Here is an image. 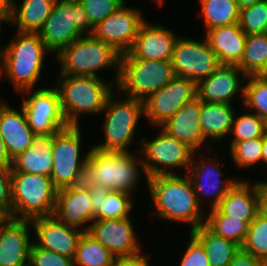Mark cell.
<instances>
[{
	"instance_id": "16",
	"label": "cell",
	"mask_w": 267,
	"mask_h": 266,
	"mask_svg": "<svg viewBox=\"0 0 267 266\" xmlns=\"http://www.w3.org/2000/svg\"><path fill=\"white\" fill-rule=\"evenodd\" d=\"M125 2L116 11L94 27L93 35L111 45L118 53L128 52L146 21L140 8L126 6Z\"/></svg>"
},
{
	"instance_id": "47",
	"label": "cell",
	"mask_w": 267,
	"mask_h": 266,
	"mask_svg": "<svg viewBox=\"0 0 267 266\" xmlns=\"http://www.w3.org/2000/svg\"><path fill=\"white\" fill-rule=\"evenodd\" d=\"M259 213L267 218V184L258 181Z\"/></svg>"
},
{
	"instance_id": "2",
	"label": "cell",
	"mask_w": 267,
	"mask_h": 266,
	"mask_svg": "<svg viewBox=\"0 0 267 266\" xmlns=\"http://www.w3.org/2000/svg\"><path fill=\"white\" fill-rule=\"evenodd\" d=\"M134 151L104 152L90 147L83 183L133 195L140 184L142 172L146 184L148 179L139 151Z\"/></svg>"
},
{
	"instance_id": "36",
	"label": "cell",
	"mask_w": 267,
	"mask_h": 266,
	"mask_svg": "<svg viewBox=\"0 0 267 266\" xmlns=\"http://www.w3.org/2000/svg\"><path fill=\"white\" fill-rule=\"evenodd\" d=\"M245 81L243 107L267 123V77L252 75Z\"/></svg>"
},
{
	"instance_id": "40",
	"label": "cell",
	"mask_w": 267,
	"mask_h": 266,
	"mask_svg": "<svg viewBox=\"0 0 267 266\" xmlns=\"http://www.w3.org/2000/svg\"><path fill=\"white\" fill-rule=\"evenodd\" d=\"M239 25L246 35L266 33L267 0H261L250 7L240 9Z\"/></svg>"
},
{
	"instance_id": "6",
	"label": "cell",
	"mask_w": 267,
	"mask_h": 266,
	"mask_svg": "<svg viewBox=\"0 0 267 266\" xmlns=\"http://www.w3.org/2000/svg\"><path fill=\"white\" fill-rule=\"evenodd\" d=\"M56 61L60 64L58 75L95 76L101 70L114 69L112 83L119 79L120 53L94 35H83L64 48Z\"/></svg>"
},
{
	"instance_id": "51",
	"label": "cell",
	"mask_w": 267,
	"mask_h": 266,
	"mask_svg": "<svg viewBox=\"0 0 267 266\" xmlns=\"http://www.w3.org/2000/svg\"><path fill=\"white\" fill-rule=\"evenodd\" d=\"M261 0H236L238 6L240 9L250 7L254 5L256 2H259Z\"/></svg>"
},
{
	"instance_id": "54",
	"label": "cell",
	"mask_w": 267,
	"mask_h": 266,
	"mask_svg": "<svg viewBox=\"0 0 267 266\" xmlns=\"http://www.w3.org/2000/svg\"><path fill=\"white\" fill-rule=\"evenodd\" d=\"M155 3L158 4L159 7H161L162 5H164L166 0H153Z\"/></svg>"
},
{
	"instance_id": "15",
	"label": "cell",
	"mask_w": 267,
	"mask_h": 266,
	"mask_svg": "<svg viewBox=\"0 0 267 266\" xmlns=\"http://www.w3.org/2000/svg\"><path fill=\"white\" fill-rule=\"evenodd\" d=\"M197 97V84L175 76L167 85L153 92L144 102V116L149 124L160 127L184 104Z\"/></svg>"
},
{
	"instance_id": "39",
	"label": "cell",
	"mask_w": 267,
	"mask_h": 266,
	"mask_svg": "<svg viewBox=\"0 0 267 266\" xmlns=\"http://www.w3.org/2000/svg\"><path fill=\"white\" fill-rule=\"evenodd\" d=\"M241 248L263 260L267 257V218L258 213L249 224L246 239Z\"/></svg>"
},
{
	"instance_id": "57",
	"label": "cell",
	"mask_w": 267,
	"mask_h": 266,
	"mask_svg": "<svg viewBox=\"0 0 267 266\" xmlns=\"http://www.w3.org/2000/svg\"><path fill=\"white\" fill-rule=\"evenodd\" d=\"M2 23H3V22L0 20V36H1V31H2V30H1V28H2V27H1V26H2ZM0 39H1V38H0ZM0 42H1V41H0Z\"/></svg>"
},
{
	"instance_id": "45",
	"label": "cell",
	"mask_w": 267,
	"mask_h": 266,
	"mask_svg": "<svg viewBox=\"0 0 267 266\" xmlns=\"http://www.w3.org/2000/svg\"><path fill=\"white\" fill-rule=\"evenodd\" d=\"M150 256L151 254L142 251L134 256L116 258L112 266H151L149 263Z\"/></svg>"
},
{
	"instance_id": "52",
	"label": "cell",
	"mask_w": 267,
	"mask_h": 266,
	"mask_svg": "<svg viewBox=\"0 0 267 266\" xmlns=\"http://www.w3.org/2000/svg\"><path fill=\"white\" fill-rule=\"evenodd\" d=\"M4 78V66H3V47L0 48V79Z\"/></svg>"
},
{
	"instance_id": "4",
	"label": "cell",
	"mask_w": 267,
	"mask_h": 266,
	"mask_svg": "<svg viewBox=\"0 0 267 266\" xmlns=\"http://www.w3.org/2000/svg\"><path fill=\"white\" fill-rule=\"evenodd\" d=\"M56 81L54 87L68 125H81L82 114H101L107 98L116 89L112 81L95 76L57 75Z\"/></svg>"
},
{
	"instance_id": "41",
	"label": "cell",
	"mask_w": 267,
	"mask_h": 266,
	"mask_svg": "<svg viewBox=\"0 0 267 266\" xmlns=\"http://www.w3.org/2000/svg\"><path fill=\"white\" fill-rule=\"evenodd\" d=\"M84 8L93 27L116 11L126 0H77Z\"/></svg>"
},
{
	"instance_id": "21",
	"label": "cell",
	"mask_w": 267,
	"mask_h": 266,
	"mask_svg": "<svg viewBox=\"0 0 267 266\" xmlns=\"http://www.w3.org/2000/svg\"><path fill=\"white\" fill-rule=\"evenodd\" d=\"M30 220L9 218L0 228V266H29L34 240ZM31 228V229H30Z\"/></svg>"
},
{
	"instance_id": "31",
	"label": "cell",
	"mask_w": 267,
	"mask_h": 266,
	"mask_svg": "<svg viewBox=\"0 0 267 266\" xmlns=\"http://www.w3.org/2000/svg\"><path fill=\"white\" fill-rule=\"evenodd\" d=\"M189 232L203 246L210 266H228L241 248L236 242L216 235L205 224Z\"/></svg>"
},
{
	"instance_id": "42",
	"label": "cell",
	"mask_w": 267,
	"mask_h": 266,
	"mask_svg": "<svg viewBox=\"0 0 267 266\" xmlns=\"http://www.w3.org/2000/svg\"><path fill=\"white\" fill-rule=\"evenodd\" d=\"M29 266H74L72 258L38 247L34 242L30 250Z\"/></svg>"
},
{
	"instance_id": "20",
	"label": "cell",
	"mask_w": 267,
	"mask_h": 266,
	"mask_svg": "<svg viewBox=\"0 0 267 266\" xmlns=\"http://www.w3.org/2000/svg\"><path fill=\"white\" fill-rule=\"evenodd\" d=\"M53 215L67 225L87 231L95 220L89 186L81 183L58 189Z\"/></svg>"
},
{
	"instance_id": "49",
	"label": "cell",
	"mask_w": 267,
	"mask_h": 266,
	"mask_svg": "<svg viewBox=\"0 0 267 266\" xmlns=\"http://www.w3.org/2000/svg\"><path fill=\"white\" fill-rule=\"evenodd\" d=\"M11 164H12V160L6 151L4 141L2 140L1 135H0V166L11 167Z\"/></svg>"
},
{
	"instance_id": "46",
	"label": "cell",
	"mask_w": 267,
	"mask_h": 266,
	"mask_svg": "<svg viewBox=\"0 0 267 266\" xmlns=\"http://www.w3.org/2000/svg\"><path fill=\"white\" fill-rule=\"evenodd\" d=\"M228 266H263V263L261 259L240 248Z\"/></svg>"
},
{
	"instance_id": "55",
	"label": "cell",
	"mask_w": 267,
	"mask_h": 266,
	"mask_svg": "<svg viewBox=\"0 0 267 266\" xmlns=\"http://www.w3.org/2000/svg\"><path fill=\"white\" fill-rule=\"evenodd\" d=\"M263 266H267V257L262 260Z\"/></svg>"
},
{
	"instance_id": "26",
	"label": "cell",
	"mask_w": 267,
	"mask_h": 266,
	"mask_svg": "<svg viewBox=\"0 0 267 266\" xmlns=\"http://www.w3.org/2000/svg\"><path fill=\"white\" fill-rule=\"evenodd\" d=\"M54 137L55 134H35L32 145L12 159L11 172L50 176L53 168Z\"/></svg>"
},
{
	"instance_id": "25",
	"label": "cell",
	"mask_w": 267,
	"mask_h": 266,
	"mask_svg": "<svg viewBox=\"0 0 267 266\" xmlns=\"http://www.w3.org/2000/svg\"><path fill=\"white\" fill-rule=\"evenodd\" d=\"M204 37L220 64L238 65L241 62L247 35L239 23L211 28L205 31Z\"/></svg>"
},
{
	"instance_id": "44",
	"label": "cell",
	"mask_w": 267,
	"mask_h": 266,
	"mask_svg": "<svg viewBox=\"0 0 267 266\" xmlns=\"http://www.w3.org/2000/svg\"><path fill=\"white\" fill-rule=\"evenodd\" d=\"M0 209L13 218L11 167L0 166Z\"/></svg>"
},
{
	"instance_id": "37",
	"label": "cell",
	"mask_w": 267,
	"mask_h": 266,
	"mask_svg": "<svg viewBox=\"0 0 267 266\" xmlns=\"http://www.w3.org/2000/svg\"><path fill=\"white\" fill-rule=\"evenodd\" d=\"M234 115L230 134V146L243 140L262 138L267 133V123L253 112Z\"/></svg>"
},
{
	"instance_id": "23",
	"label": "cell",
	"mask_w": 267,
	"mask_h": 266,
	"mask_svg": "<svg viewBox=\"0 0 267 266\" xmlns=\"http://www.w3.org/2000/svg\"><path fill=\"white\" fill-rule=\"evenodd\" d=\"M200 114L201 100L195 97L193 100L180 107V109L160 127L169 135L186 144L194 152H199L201 149V151H203L209 144L203 137Z\"/></svg>"
},
{
	"instance_id": "53",
	"label": "cell",
	"mask_w": 267,
	"mask_h": 266,
	"mask_svg": "<svg viewBox=\"0 0 267 266\" xmlns=\"http://www.w3.org/2000/svg\"><path fill=\"white\" fill-rule=\"evenodd\" d=\"M10 217L0 209V228Z\"/></svg>"
},
{
	"instance_id": "13",
	"label": "cell",
	"mask_w": 267,
	"mask_h": 266,
	"mask_svg": "<svg viewBox=\"0 0 267 266\" xmlns=\"http://www.w3.org/2000/svg\"><path fill=\"white\" fill-rule=\"evenodd\" d=\"M20 94L23 96L21 107L29 127L35 134H56L69 126L63 116L60 97L54 86L27 89Z\"/></svg>"
},
{
	"instance_id": "50",
	"label": "cell",
	"mask_w": 267,
	"mask_h": 266,
	"mask_svg": "<svg viewBox=\"0 0 267 266\" xmlns=\"http://www.w3.org/2000/svg\"><path fill=\"white\" fill-rule=\"evenodd\" d=\"M262 162L265 166L267 165V133L263 137ZM264 171H267V169Z\"/></svg>"
},
{
	"instance_id": "14",
	"label": "cell",
	"mask_w": 267,
	"mask_h": 266,
	"mask_svg": "<svg viewBox=\"0 0 267 266\" xmlns=\"http://www.w3.org/2000/svg\"><path fill=\"white\" fill-rule=\"evenodd\" d=\"M202 40L179 36L171 58L175 76L198 84L221 65L206 38Z\"/></svg>"
},
{
	"instance_id": "18",
	"label": "cell",
	"mask_w": 267,
	"mask_h": 266,
	"mask_svg": "<svg viewBox=\"0 0 267 266\" xmlns=\"http://www.w3.org/2000/svg\"><path fill=\"white\" fill-rule=\"evenodd\" d=\"M246 77L237 65L221 64L197 84V97L203 102L233 104V99L240 92L243 104Z\"/></svg>"
},
{
	"instance_id": "38",
	"label": "cell",
	"mask_w": 267,
	"mask_h": 266,
	"mask_svg": "<svg viewBox=\"0 0 267 266\" xmlns=\"http://www.w3.org/2000/svg\"><path fill=\"white\" fill-rule=\"evenodd\" d=\"M263 137L234 143L229 151L236 168H251L262 162Z\"/></svg>"
},
{
	"instance_id": "29",
	"label": "cell",
	"mask_w": 267,
	"mask_h": 266,
	"mask_svg": "<svg viewBox=\"0 0 267 266\" xmlns=\"http://www.w3.org/2000/svg\"><path fill=\"white\" fill-rule=\"evenodd\" d=\"M232 104L201 101L200 123L205 141H222L230 135L234 115ZM210 139V140H209Z\"/></svg>"
},
{
	"instance_id": "9",
	"label": "cell",
	"mask_w": 267,
	"mask_h": 266,
	"mask_svg": "<svg viewBox=\"0 0 267 266\" xmlns=\"http://www.w3.org/2000/svg\"><path fill=\"white\" fill-rule=\"evenodd\" d=\"M13 219L32 220L51 216L57 188L50 176L11 172Z\"/></svg>"
},
{
	"instance_id": "1",
	"label": "cell",
	"mask_w": 267,
	"mask_h": 266,
	"mask_svg": "<svg viewBox=\"0 0 267 266\" xmlns=\"http://www.w3.org/2000/svg\"><path fill=\"white\" fill-rule=\"evenodd\" d=\"M147 186L157 219L188 224L190 231L205 224L207 211L199 205L186 174L148 177Z\"/></svg>"
},
{
	"instance_id": "10",
	"label": "cell",
	"mask_w": 267,
	"mask_h": 266,
	"mask_svg": "<svg viewBox=\"0 0 267 266\" xmlns=\"http://www.w3.org/2000/svg\"><path fill=\"white\" fill-rule=\"evenodd\" d=\"M81 129L80 125H69L55 134L52 144L53 168L50 177L57 189L83 183L90 149L86 153H81L83 144Z\"/></svg>"
},
{
	"instance_id": "5",
	"label": "cell",
	"mask_w": 267,
	"mask_h": 266,
	"mask_svg": "<svg viewBox=\"0 0 267 266\" xmlns=\"http://www.w3.org/2000/svg\"><path fill=\"white\" fill-rule=\"evenodd\" d=\"M115 91L107 98L102 111L104 118L101 127L104 141L91 147L104 152H131L128 147L136 140L134 135L139 119L145 117L144 102L123 96L117 89Z\"/></svg>"
},
{
	"instance_id": "11",
	"label": "cell",
	"mask_w": 267,
	"mask_h": 266,
	"mask_svg": "<svg viewBox=\"0 0 267 266\" xmlns=\"http://www.w3.org/2000/svg\"><path fill=\"white\" fill-rule=\"evenodd\" d=\"M153 139L142 138L139 142L140 157L147 177L179 175L174 169L183 168L187 173L194 151L186 144L169 135L161 127Z\"/></svg>"
},
{
	"instance_id": "48",
	"label": "cell",
	"mask_w": 267,
	"mask_h": 266,
	"mask_svg": "<svg viewBox=\"0 0 267 266\" xmlns=\"http://www.w3.org/2000/svg\"><path fill=\"white\" fill-rule=\"evenodd\" d=\"M13 15V0H0V20L10 24Z\"/></svg>"
},
{
	"instance_id": "43",
	"label": "cell",
	"mask_w": 267,
	"mask_h": 266,
	"mask_svg": "<svg viewBox=\"0 0 267 266\" xmlns=\"http://www.w3.org/2000/svg\"><path fill=\"white\" fill-rule=\"evenodd\" d=\"M179 266H210L203 246L190 234Z\"/></svg>"
},
{
	"instance_id": "30",
	"label": "cell",
	"mask_w": 267,
	"mask_h": 266,
	"mask_svg": "<svg viewBox=\"0 0 267 266\" xmlns=\"http://www.w3.org/2000/svg\"><path fill=\"white\" fill-rule=\"evenodd\" d=\"M57 0H22L19 5L13 0V15L10 25L18 32L38 33L49 17Z\"/></svg>"
},
{
	"instance_id": "12",
	"label": "cell",
	"mask_w": 267,
	"mask_h": 266,
	"mask_svg": "<svg viewBox=\"0 0 267 266\" xmlns=\"http://www.w3.org/2000/svg\"><path fill=\"white\" fill-rule=\"evenodd\" d=\"M203 153V151H199L198 154L194 152L186 175L193 185L199 205L204 209V200H207L210 205L208 210H211L219 206L222 199L240 179L238 175L226 178L225 171L222 172L223 163L219 162L217 155L214 154L213 158H207Z\"/></svg>"
},
{
	"instance_id": "33",
	"label": "cell",
	"mask_w": 267,
	"mask_h": 266,
	"mask_svg": "<svg viewBox=\"0 0 267 266\" xmlns=\"http://www.w3.org/2000/svg\"><path fill=\"white\" fill-rule=\"evenodd\" d=\"M249 222L224 215L218 208L208 210L205 225L216 235L243 245L249 229Z\"/></svg>"
},
{
	"instance_id": "8",
	"label": "cell",
	"mask_w": 267,
	"mask_h": 266,
	"mask_svg": "<svg viewBox=\"0 0 267 266\" xmlns=\"http://www.w3.org/2000/svg\"><path fill=\"white\" fill-rule=\"evenodd\" d=\"M93 32L94 27L77 0H57L38 34L50 54L58 55L74 40Z\"/></svg>"
},
{
	"instance_id": "34",
	"label": "cell",
	"mask_w": 267,
	"mask_h": 266,
	"mask_svg": "<svg viewBox=\"0 0 267 266\" xmlns=\"http://www.w3.org/2000/svg\"><path fill=\"white\" fill-rule=\"evenodd\" d=\"M246 75H261L267 66V32L247 35L244 54L237 65Z\"/></svg>"
},
{
	"instance_id": "3",
	"label": "cell",
	"mask_w": 267,
	"mask_h": 266,
	"mask_svg": "<svg viewBox=\"0 0 267 266\" xmlns=\"http://www.w3.org/2000/svg\"><path fill=\"white\" fill-rule=\"evenodd\" d=\"M14 36L3 48L4 78L11 81L16 93H21L38 84L50 52L38 33L15 31Z\"/></svg>"
},
{
	"instance_id": "35",
	"label": "cell",
	"mask_w": 267,
	"mask_h": 266,
	"mask_svg": "<svg viewBox=\"0 0 267 266\" xmlns=\"http://www.w3.org/2000/svg\"><path fill=\"white\" fill-rule=\"evenodd\" d=\"M116 257L86 231L82 234L74 256V266H112Z\"/></svg>"
},
{
	"instance_id": "24",
	"label": "cell",
	"mask_w": 267,
	"mask_h": 266,
	"mask_svg": "<svg viewBox=\"0 0 267 266\" xmlns=\"http://www.w3.org/2000/svg\"><path fill=\"white\" fill-rule=\"evenodd\" d=\"M0 135L11 160L32 145L35 133L28 125L23 108L17 110L0 100Z\"/></svg>"
},
{
	"instance_id": "27",
	"label": "cell",
	"mask_w": 267,
	"mask_h": 266,
	"mask_svg": "<svg viewBox=\"0 0 267 266\" xmlns=\"http://www.w3.org/2000/svg\"><path fill=\"white\" fill-rule=\"evenodd\" d=\"M240 179L217 207L224 215L251 223L259 213L258 181Z\"/></svg>"
},
{
	"instance_id": "56",
	"label": "cell",
	"mask_w": 267,
	"mask_h": 266,
	"mask_svg": "<svg viewBox=\"0 0 267 266\" xmlns=\"http://www.w3.org/2000/svg\"><path fill=\"white\" fill-rule=\"evenodd\" d=\"M261 76L267 77V66H266L265 71L261 74Z\"/></svg>"
},
{
	"instance_id": "17",
	"label": "cell",
	"mask_w": 267,
	"mask_h": 266,
	"mask_svg": "<svg viewBox=\"0 0 267 266\" xmlns=\"http://www.w3.org/2000/svg\"><path fill=\"white\" fill-rule=\"evenodd\" d=\"M131 217L95 219L86 231L116 258L130 257L143 251Z\"/></svg>"
},
{
	"instance_id": "32",
	"label": "cell",
	"mask_w": 267,
	"mask_h": 266,
	"mask_svg": "<svg viewBox=\"0 0 267 266\" xmlns=\"http://www.w3.org/2000/svg\"><path fill=\"white\" fill-rule=\"evenodd\" d=\"M204 30L239 23L240 8L236 0H199Z\"/></svg>"
},
{
	"instance_id": "22",
	"label": "cell",
	"mask_w": 267,
	"mask_h": 266,
	"mask_svg": "<svg viewBox=\"0 0 267 266\" xmlns=\"http://www.w3.org/2000/svg\"><path fill=\"white\" fill-rule=\"evenodd\" d=\"M178 38L179 35L161 23L152 24L146 20L128 53L139 59L171 60Z\"/></svg>"
},
{
	"instance_id": "28",
	"label": "cell",
	"mask_w": 267,
	"mask_h": 266,
	"mask_svg": "<svg viewBox=\"0 0 267 266\" xmlns=\"http://www.w3.org/2000/svg\"><path fill=\"white\" fill-rule=\"evenodd\" d=\"M93 215L95 219H121L131 217L133 195L120 191H109L100 187H90Z\"/></svg>"
},
{
	"instance_id": "19",
	"label": "cell",
	"mask_w": 267,
	"mask_h": 266,
	"mask_svg": "<svg viewBox=\"0 0 267 266\" xmlns=\"http://www.w3.org/2000/svg\"><path fill=\"white\" fill-rule=\"evenodd\" d=\"M37 238L34 243L41 248L74 259L78 242L84 230L59 221L54 215L30 220Z\"/></svg>"
},
{
	"instance_id": "7",
	"label": "cell",
	"mask_w": 267,
	"mask_h": 266,
	"mask_svg": "<svg viewBox=\"0 0 267 266\" xmlns=\"http://www.w3.org/2000/svg\"><path fill=\"white\" fill-rule=\"evenodd\" d=\"M175 77L171 60L133 58L128 52L120 54L119 79L116 89L121 94L144 101L153 92Z\"/></svg>"
}]
</instances>
